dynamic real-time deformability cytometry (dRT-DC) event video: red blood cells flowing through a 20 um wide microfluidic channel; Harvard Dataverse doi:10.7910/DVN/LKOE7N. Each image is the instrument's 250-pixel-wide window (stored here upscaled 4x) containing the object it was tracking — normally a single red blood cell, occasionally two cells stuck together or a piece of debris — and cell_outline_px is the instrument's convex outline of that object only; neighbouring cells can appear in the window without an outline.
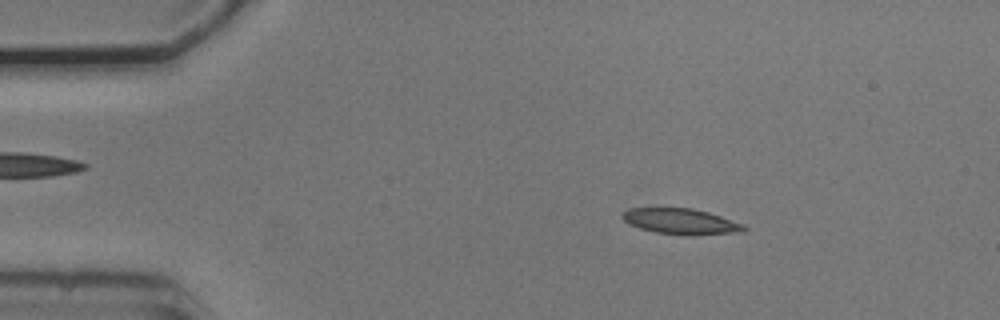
{"species": "common noctule bat (a hibernating species)", "species_latin": "Nyctalus noctula", "temperature_condition": "cold", "stored_images_in_passage": 53, "camera_frame_rate_fps": 3000, "um_per_image_px": 0.085, "animal": {"sex": "male", "body_mass_g": 20.5, "forearm_length_mm": 52.5}, "frame": {"image": 1, "passage_image": 8, "time_ms": 2.333, "image_size_px": [1000, 320], "cell_outline_px": [[748, 228], [744, 232], [656, 232], [640, 228], [628, 224], [620, 216], [628, 208], [692, 208], [708, 212], [744, 224]], "centroid_in_image_um": [57.8, 18.76], "position_along_channel_um": 27.2, "area_um2": 17.11}}
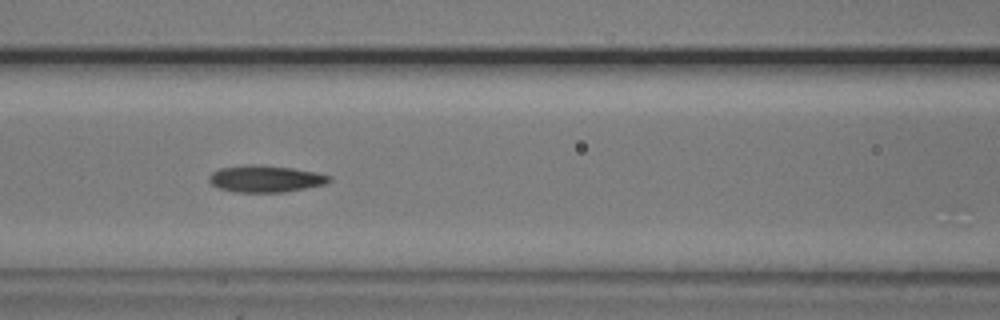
{"frame": {"image": 2, "passage_image": 22, "time_ms": 7.0, "image_size_px": [1000, 320], "cell_outline_px": [[332, 180], [324, 184], [284, 192], [236, 192], [220, 188], [212, 184], [208, 180], [208, 176], [212, 172], [220, 168], [244, 164], [256, 164], [292, 168], [316, 172], [332, 176]], "centroid_in_image_um": [22.55, 15.18], "position_along_channel_um": 144.0, "area_um2": 18.79}}
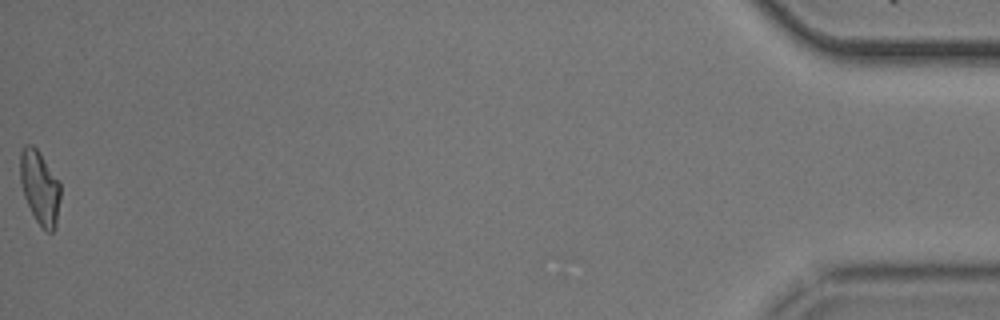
{"frame": {"image": 3, "passage_image": 53, "time_ms": 17.333, "image_size_px": [1000, 320], "cell_outline_px": [[60, 200], [56, 228], [52, 232], [48, 232], [36, 220], [24, 196], [20, 184], [20, 152], [24, 144], [32, 144], [36, 148], [60, 180]], "centroid_in_image_um": [3.39, 15.91], "position_along_channel_um": 431.8, "area_um2": 17.4}, "authors_computed_cell_mechanics": {"area_um2": 18.0914, "velocity_mm_per_s": 3.7521, "shape_relaxation_time_tau1_ms": 3.0756, "shape_relaxation_time_tau2_ms": 3.5783, "deformation_change_tau1": 0.1188, "deformation_change_tau2": 0.1073}}